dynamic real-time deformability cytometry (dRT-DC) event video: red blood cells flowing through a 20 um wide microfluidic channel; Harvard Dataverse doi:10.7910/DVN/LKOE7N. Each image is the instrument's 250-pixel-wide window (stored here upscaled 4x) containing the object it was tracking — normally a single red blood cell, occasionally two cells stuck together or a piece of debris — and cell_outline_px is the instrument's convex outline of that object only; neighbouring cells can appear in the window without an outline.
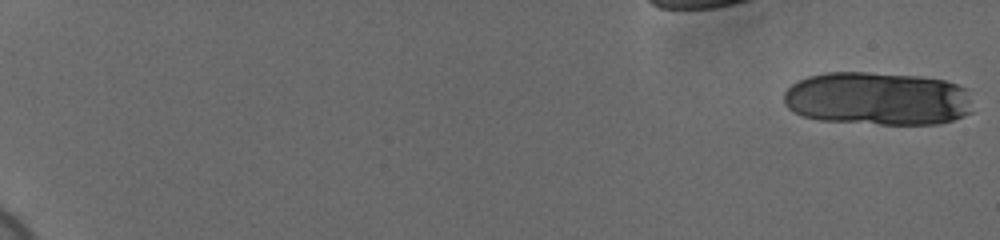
{"species": "human", "species_latin": "Homo sapiens", "temperature_condition": "cold", "stored_images_in_passage": 22, "camera_frame_rate_fps": 3000, "um_per_image_px": 0.085, "donor": {"sex": "female"}, "frame": {"image": 1, "passage_image": 1, "time_ms": 0.0, "image_size_px": [1000, 240], "cell_outline_px": [[972, 112], [964, 116], [952, 120], [936, 124], [880, 124], [820, 120], [804, 116], [788, 108], [784, 104], [784, 92], [792, 84], [808, 76], [824, 72], [868, 72], [920, 76], [944, 80], [968, 88]], "centroid_in_image_um": [74.61, 8.38], "position_along_channel_um": 10.4, "area_um2": 59.07}}